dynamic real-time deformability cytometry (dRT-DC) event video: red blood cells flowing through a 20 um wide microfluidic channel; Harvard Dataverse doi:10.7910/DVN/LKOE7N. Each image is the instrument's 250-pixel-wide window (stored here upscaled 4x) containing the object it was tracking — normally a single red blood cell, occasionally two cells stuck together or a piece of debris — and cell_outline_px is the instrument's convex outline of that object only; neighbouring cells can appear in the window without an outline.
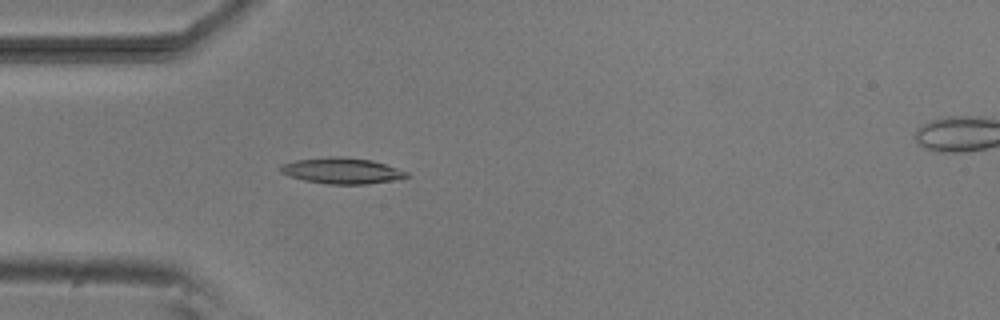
{"species": "common noctule bat (a hibernating species)", "species_latin": "Nyctalus noctula", "temperature_condition": "room temperature", "stored_images_in_passage": 5, "camera_frame_rate_fps": 3000, "um_per_image_px": 0.085, "animal": {"sex": "male", "body_mass_g": 20.5, "forearm_length_mm": 52.5}, "frame": {"image": 1, "passage_image": 4, "time_ms": 4.333, "image_size_px": [1000, 320], "cell_outline_px": [[408, 176], [392, 180], [368, 184], [328, 184], [304, 180], [280, 172], [280, 168], [284, 164], [296, 160], [328, 156], [340, 156], [372, 160], [408, 172]], "centroid_in_image_um": [29.06, 14.5], "position_along_channel_um": 55.9, "area_um2": 18.79}}